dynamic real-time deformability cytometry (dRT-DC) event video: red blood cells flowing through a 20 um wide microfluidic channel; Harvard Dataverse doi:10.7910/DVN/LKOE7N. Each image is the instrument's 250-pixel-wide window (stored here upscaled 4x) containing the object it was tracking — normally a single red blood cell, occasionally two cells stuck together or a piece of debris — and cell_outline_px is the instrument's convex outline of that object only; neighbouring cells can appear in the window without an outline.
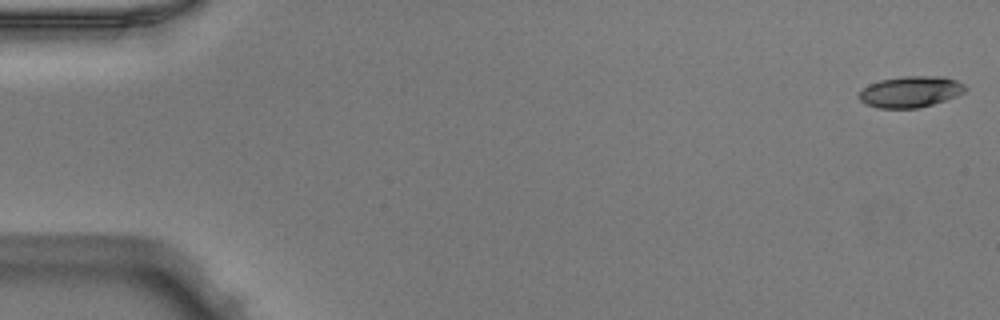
{"species": "Egyptian fruit bat (a non-hibernating species)", "species_latin": "Rousettus aegyptiacus", "temperature_condition": "warm", "stored_images_in_passage": 13, "camera_frame_rate_fps": 3000, "um_per_image_px": 0.085, "animal": {"sex": "male"}, "frame": {"image": 1, "passage_image": 1, "time_ms": 0.0, "image_size_px": [1000, 320], "cell_outline_px": [[964, 92], [956, 96], [932, 104], [916, 108], [876, 108], [860, 100], [856, 96], [868, 84], [880, 80], [904, 76], [944, 76], [956, 80], [964, 84]], "centroid_in_image_um": [77.36, 7.79], "position_along_channel_um": 7.6, "area_um2": 19.19}}